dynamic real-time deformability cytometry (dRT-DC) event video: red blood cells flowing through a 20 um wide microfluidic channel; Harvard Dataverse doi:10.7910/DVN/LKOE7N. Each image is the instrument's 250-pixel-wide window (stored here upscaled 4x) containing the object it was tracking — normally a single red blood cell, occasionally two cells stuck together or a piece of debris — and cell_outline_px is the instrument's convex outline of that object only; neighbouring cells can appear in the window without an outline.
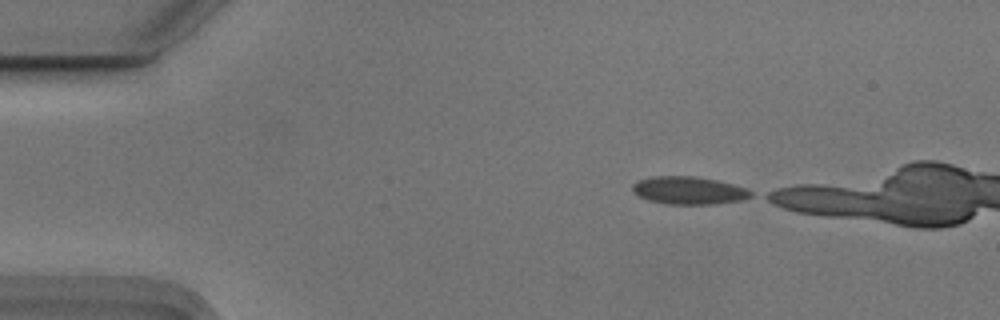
{"species": "Egyptian fruit bat (a non-hibernating species)", "species_latin": "Rousettus aegyptiacus", "temperature_condition": "cold", "stored_images_in_passage": 13, "camera_frame_rate_fps": 3000, "um_per_image_px": 0.085, "animal": {"sex": "male"}, "frame": {"image": 1, "passage_image": 1, "time_ms": 0.0, "image_size_px": [1000, 320], "cell_outline_px": [[752, 196], [740, 200], [716, 204], [668, 204], [648, 200], [640, 196], [632, 188], [632, 184], [640, 180], [652, 176], [696, 176], [716, 180], [732, 184], [744, 188], [752, 192]], "centroid_in_image_um": [58.54, 16.18], "position_along_channel_um": 26.5, "area_um2": 18.9}}
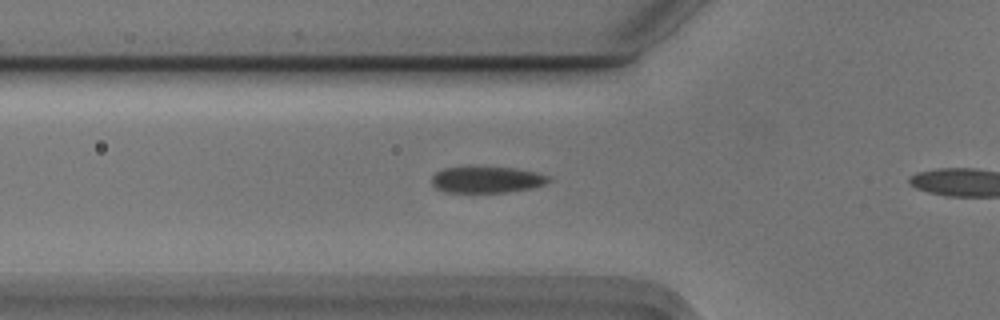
{"frame": {"image": 2, "passage_image": 11, "time_ms": 3.333, "image_size_px": [1000, 320], "cell_outline_px": [[552, 180], [544, 184], [532, 188], [508, 192], [444, 192], [436, 188], [432, 184], [432, 176], [436, 172], [444, 168], [464, 164], [472, 164], [516, 168], [536, 172], [548, 176]], "centroid_in_image_um": [41.33, 15.22], "position_along_channel_um": 84.5, "area_um2": 18.84}}